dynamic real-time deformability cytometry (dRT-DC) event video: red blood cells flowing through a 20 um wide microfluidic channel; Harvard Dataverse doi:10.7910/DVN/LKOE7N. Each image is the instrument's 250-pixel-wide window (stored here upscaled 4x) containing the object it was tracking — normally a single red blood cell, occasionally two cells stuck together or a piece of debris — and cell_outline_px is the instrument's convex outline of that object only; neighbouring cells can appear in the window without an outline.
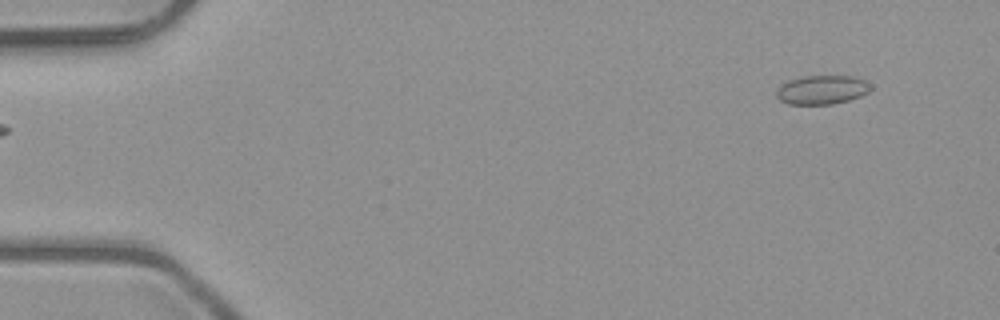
{"species": "common noctule bat (a hibernating species)", "species_latin": "Nyctalus noctula", "temperature_condition": "room temperature", "stored_images_in_passage": 5, "camera_frame_rate_fps": 3000, "um_per_image_px": 0.085, "animal": {"sex": "male", "body_mass_g": 23.1, "forearm_length_mm": 52.7}, "frame": {"image": 1, "passage_image": 1, "time_ms": 0.0, "image_size_px": [1000, 320], "cell_outline_px": [[872, 88], [868, 92], [860, 96], [848, 100], [832, 104], [788, 104], [780, 100], [776, 96], [776, 88], [780, 84], [788, 80], [800, 76], [852, 76], [864, 80], [872, 84]], "centroid_in_image_um": [69.84, 7.62], "position_along_channel_um": 15.2, "area_um2": 16.07}}
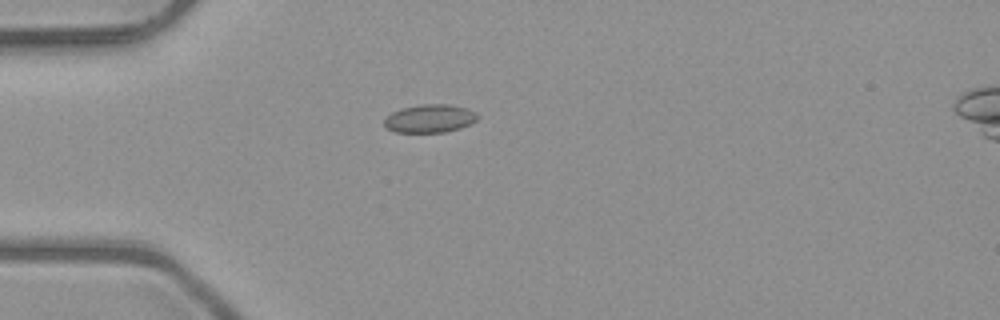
{"frame": {"image": 2, "passage_image": 4, "time_ms": 1.0, "image_size_px": [1000, 320], "cell_outline_px": [[480, 116], [472, 124], [460, 128], [444, 132], [396, 132], [388, 128], [384, 124], [384, 120], [392, 112], [404, 108], [420, 104], [452, 104], [468, 108], [476, 112]], "centroid_in_image_um": [36.6, 10.06], "position_along_channel_um": 48.4, "area_um2": 15.37}}